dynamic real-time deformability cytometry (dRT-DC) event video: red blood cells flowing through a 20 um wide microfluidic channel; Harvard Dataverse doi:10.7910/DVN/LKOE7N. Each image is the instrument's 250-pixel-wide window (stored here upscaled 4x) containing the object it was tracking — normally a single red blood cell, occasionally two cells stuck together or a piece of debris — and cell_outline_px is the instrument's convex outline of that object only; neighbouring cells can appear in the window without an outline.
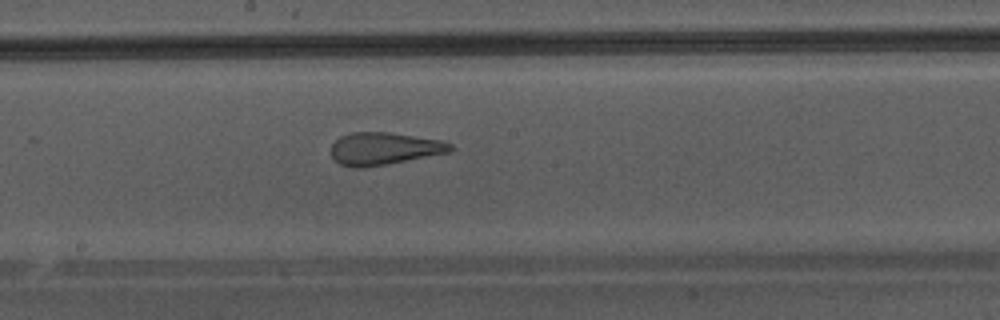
{"species": "Egyptian fruit bat (a non-hibernating species)", "species_latin": "Rousettus aegyptiacus", "temperature_condition": "warm", "stored_images_in_passage": 40, "camera_frame_rate_fps": 3000, "um_per_image_px": 0.085, "animal": {"sex": "male"}, "frame": {"image": 1, "passage_image": 23, "time_ms": 7.333, "image_size_px": [1000, 320], "cell_outline_px": [[456, 148], [452, 152], [384, 164], [360, 168], [352, 168], [340, 164], [332, 156], [332, 144], [340, 136], [352, 132], [388, 132], [440, 140], [452, 144]], "centroid_in_image_um": [32.67, 12.63], "position_along_channel_um": 215.5, "area_um2": 22.43}}